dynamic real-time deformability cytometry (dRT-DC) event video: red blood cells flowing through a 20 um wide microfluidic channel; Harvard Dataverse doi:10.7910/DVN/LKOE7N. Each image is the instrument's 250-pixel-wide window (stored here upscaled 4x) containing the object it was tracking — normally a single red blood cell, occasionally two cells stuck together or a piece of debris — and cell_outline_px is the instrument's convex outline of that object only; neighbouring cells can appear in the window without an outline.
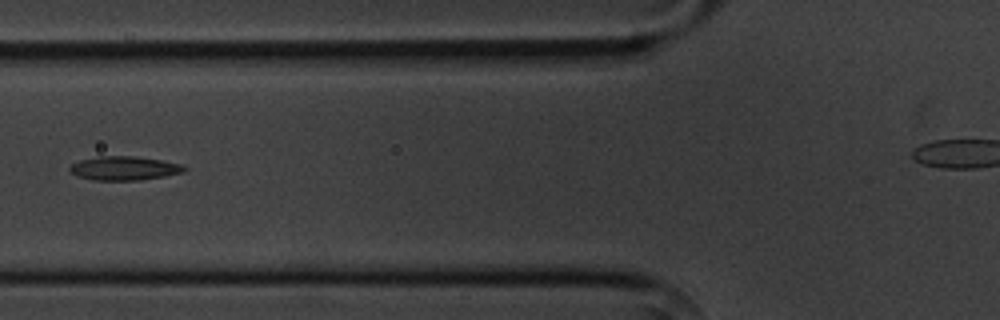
{"species": "common noctule bat (a hibernating species)", "species_latin": "Nyctalus noctula", "temperature_condition": "cold", "stored_images_in_passage": 7, "segment_of_instrument_passage": [1, 2], "camera_frame_rate_fps": 3000, "um_per_image_px": 0.085, "animal": {"sex": "male", "body_mass_g": 20.1, "forearm_length_mm": 53.5}, "frame": {"image": 1, "passage_image": 6, "time_ms": 6.0, "image_size_px": [1000, 320], "cell_outline_px": [[188, 168], [184, 172], [164, 176], [140, 180], [92, 180], [76, 176], [68, 168], [72, 164], [80, 160], [100, 156], [136, 156], [184, 164]], "centroid_in_image_um": [10.58, 14.3], "position_along_channel_um": 115.2, "area_um2": 16.01}}